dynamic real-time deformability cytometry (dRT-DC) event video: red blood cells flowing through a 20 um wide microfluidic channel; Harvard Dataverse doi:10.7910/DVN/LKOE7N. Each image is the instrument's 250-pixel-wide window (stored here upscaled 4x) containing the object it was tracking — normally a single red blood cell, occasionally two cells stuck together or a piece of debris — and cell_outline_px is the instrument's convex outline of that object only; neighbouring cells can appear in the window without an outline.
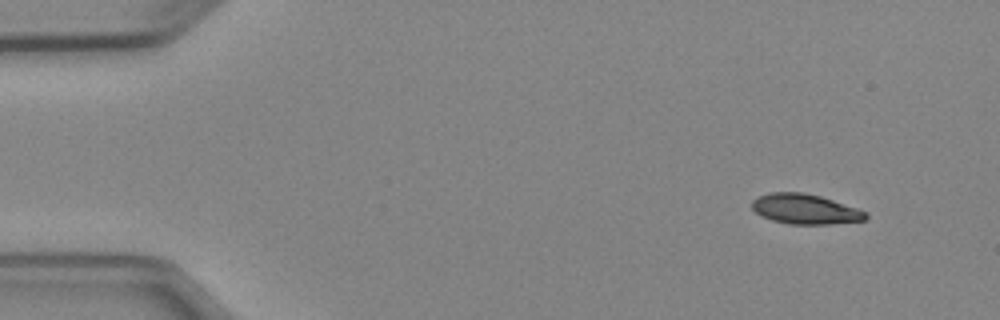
{"species": "Egyptian fruit bat (a non-hibernating species)", "species_latin": "Rousettus aegyptiacus", "temperature_condition": "cold", "stored_images_in_passage": 4, "camera_frame_rate_fps": 3000, "um_per_image_px": 0.085, "animal": {"sex": "female"}, "frame": {"image": 1, "passage_image": 1, "time_ms": 0.0, "image_size_px": [1000, 320], "cell_outline_px": [[868, 216], [864, 220], [828, 224], [788, 224], [772, 220], [760, 216], [752, 208], [752, 200], [768, 192], [804, 192], [820, 196], [856, 208], [864, 212]], "centroid_in_image_um": [68.38, 17.77], "position_along_channel_um": 16.6, "area_um2": 19.71}}
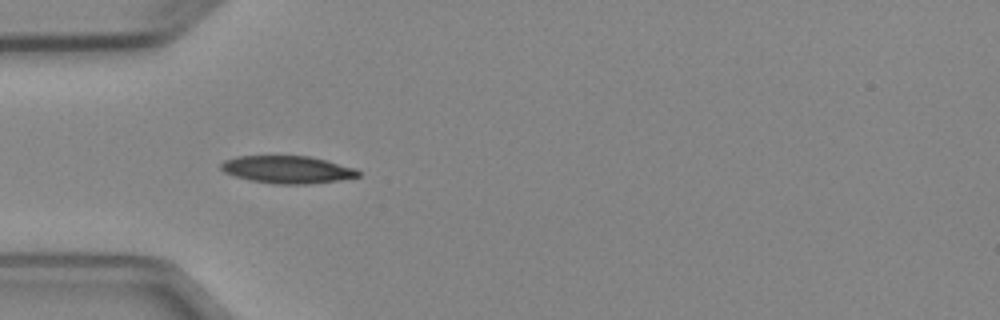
{"frame": {"image": 2, "passage_image": 4, "time_ms": 3.667, "image_size_px": [1000, 320], "cell_outline_px": [[360, 176], [336, 180], [308, 184], [276, 184], [252, 180], [236, 176], [224, 172], [220, 168], [220, 164], [224, 160], [236, 156], [308, 156], [356, 168], [360, 172]], "centroid_in_image_um": [24.4, 14.41], "position_along_channel_um": 60.6, "area_um2": 21.73}}